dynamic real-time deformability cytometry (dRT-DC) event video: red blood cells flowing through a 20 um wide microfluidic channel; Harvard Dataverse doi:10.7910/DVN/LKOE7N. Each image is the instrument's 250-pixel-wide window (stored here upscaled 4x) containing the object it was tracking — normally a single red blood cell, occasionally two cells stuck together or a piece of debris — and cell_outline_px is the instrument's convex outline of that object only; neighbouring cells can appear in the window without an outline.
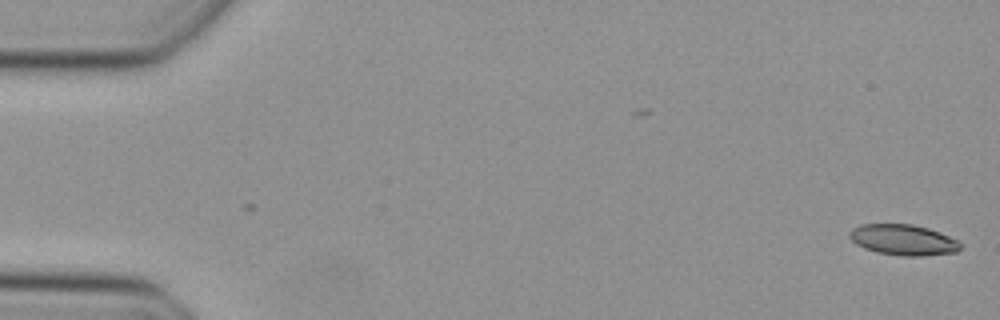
{"species": "Egyptian fruit bat (a non-hibernating species)", "species_latin": "Rousettus aegyptiacus", "temperature_condition": "cold", "stored_images_in_passage": 48, "camera_frame_rate_fps": 3000, "um_per_image_px": 0.085, "animal": {"sex": "female"}, "frame": {"image": 1, "passage_image": 1, "time_ms": 0.0, "image_size_px": [1000, 320], "cell_outline_px": [[960, 248], [956, 252], [920, 256], [904, 256], [876, 252], [864, 248], [856, 244], [848, 236], [852, 228], [860, 224], [912, 224], [928, 228], [948, 236], [956, 240], [960, 244]], "centroid_in_image_um": [76.73, 20.38], "position_along_channel_um": 8.3, "area_um2": 19.71}}
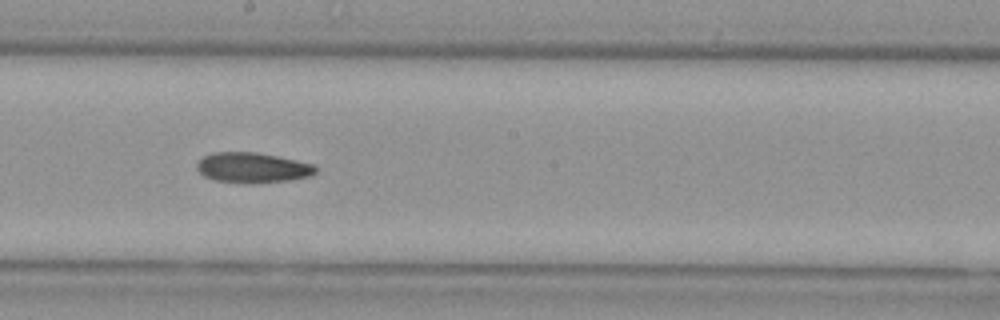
{"frame": {"image": 2, "passage_image": 27, "time_ms": 8.667, "image_size_px": [1000, 320], "cell_outline_px": [[316, 172], [308, 176], [288, 180], [216, 180], [204, 176], [196, 168], [196, 164], [204, 156], [212, 152], [256, 152], [316, 164]], "centroid_in_image_um": [21.46, 14.19], "position_along_channel_um": 226.7, "area_um2": 19.83}}
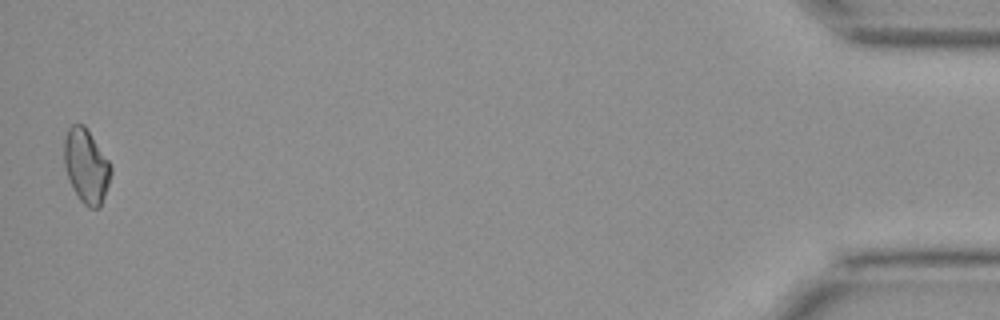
{"frame": {"image": 3, "passage_image": 48, "time_ms": 15.667, "image_size_px": [1000, 320], "cell_outline_px": [[112, 172], [100, 208], [88, 208], [80, 200], [68, 176], [64, 164], [64, 136], [68, 128], [72, 124], [84, 124], [108, 160], [112, 168]], "centroid_in_image_um": [7.33, 14.09], "position_along_channel_um": 427.9, "area_um2": 19.94}}